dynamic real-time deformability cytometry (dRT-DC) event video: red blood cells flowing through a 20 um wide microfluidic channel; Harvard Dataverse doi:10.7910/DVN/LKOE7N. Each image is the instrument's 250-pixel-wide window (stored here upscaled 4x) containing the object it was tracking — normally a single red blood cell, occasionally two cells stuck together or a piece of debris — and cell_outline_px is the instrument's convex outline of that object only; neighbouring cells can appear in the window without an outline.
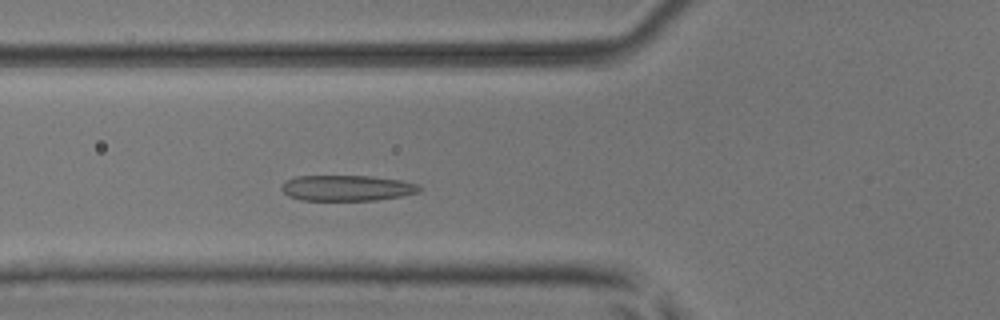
{"species": "common noctule bat (a hibernating species)", "species_latin": "Nyctalus noctula", "temperature_condition": "room temperature", "stored_images_in_passage": 46, "camera_frame_rate_fps": 3000, "um_per_image_px": 0.085, "animal": {"sex": "male", "body_mass_g": 17.9, "forearm_length_mm": 54.2}, "frame": {"image": 1, "passage_image": 14, "time_ms": 4.333, "image_size_px": [1000, 320], "cell_outline_px": [[420, 192], [400, 196], [376, 200], [300, 200], [288, 196], [280, 188], [284, 180], [296, 176], [372, 176], [400, 180], [420, 184]], "centroid_in_image_um": [29.47, 15.98], "position_along_channel_um": 96.3, "area_um2": 20.75}}
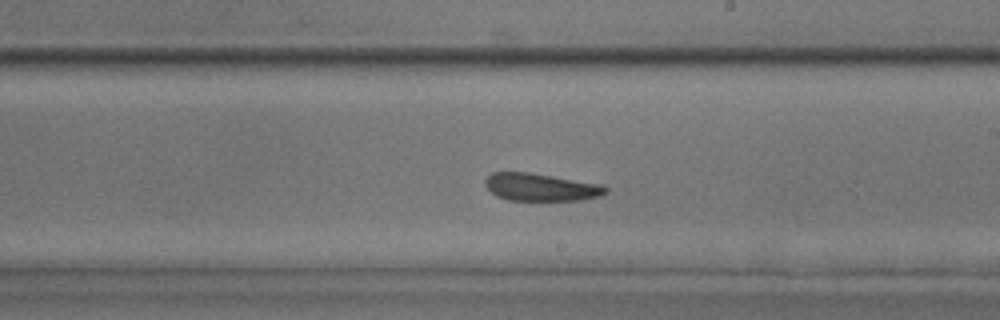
{"frame": {"image": 2, "passage_image": 25, "time_ms": 8.0, "image_size_px": [1000, 320], "cell_outline_px": [[608, 192], [600, 196], [580, 200], [508, 200], [496, 196], [484, 184], [484, 180], [492, 172], [528, 172], [604, 184], [608, 188]], "centroid_in_image_um": [46.0, 15.9], "position_along_channel_um": 243.0, "area_um2": 19.48}}
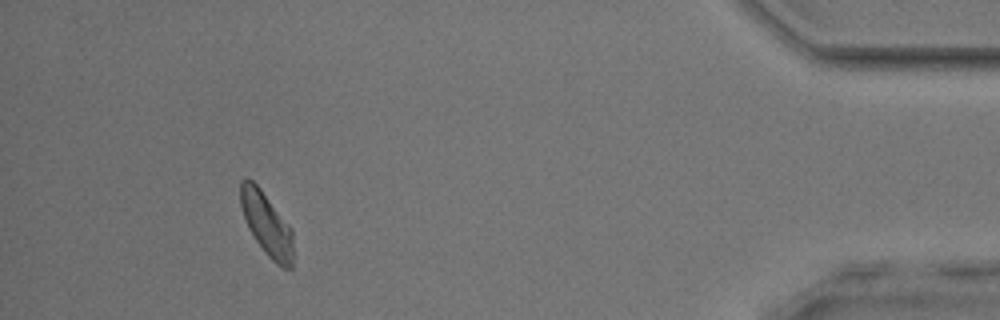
{"frame": {"image": 3, "passage_image": 42, "time_ms": 13.667, "image_size_px": [1000, 320], "cell_outline_px": [[292, 268], [284, 268], [276, 264], [268, 256], [256, 240], [248, 228], [240, 204], [240, 180], [248, 176], [260, 188], [292, 228]], "centroid_in_image_um": [22.65, 19.01], "position_along_channel_um": 412.6, "area_um2": 19.25}, "authors_computed_cell_mechanics": {"area_um2": 19.9121, "velocity_mm_per_s": 4.0228, "shape_relaxation_time_tau1_ms": 4.475, "shape_relaxation_time_tau2_ms": 4.9378, "deformation_change_tau1": 0.1116, "deformation_change_tau2": 0.1628}}